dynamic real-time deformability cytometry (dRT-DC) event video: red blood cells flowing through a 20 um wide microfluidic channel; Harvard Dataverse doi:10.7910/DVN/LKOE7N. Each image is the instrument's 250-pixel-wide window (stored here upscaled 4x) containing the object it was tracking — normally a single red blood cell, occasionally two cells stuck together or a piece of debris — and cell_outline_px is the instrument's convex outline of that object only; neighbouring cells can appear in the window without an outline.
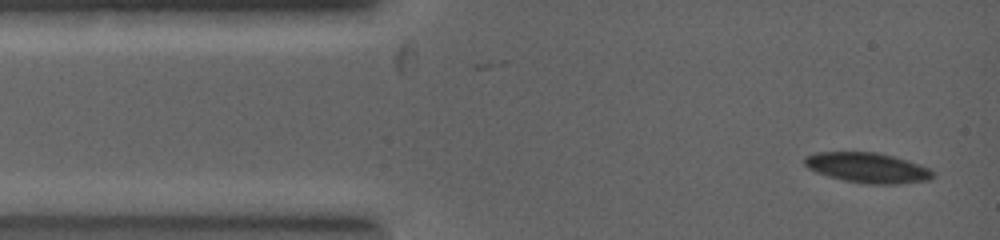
{"species": "common noctule bat (a hibernating species)", "species_latin": "Nyctalus noctula", "temperature_condition": "warm", "stored_images_in_passage": 13, "camera_frame_rate_fps": 5000, "um_per_image_px": 0.085, "animal": {"sex": "female", "body_mass_g": 19.0, "forearm_length_mm": 53.3}, "frame": {"image": 1, "passage_image": 1, "time_ms": 0.0, "image_size_px": [1000, 240], "cell_outline_px": [[936, 176], [928, 180], [896, 184], [868, 184], [844, 180], [828, 176], [816, 172], [808, 168], [804, 164], [804, 156], [816, 152], [876, 152], [892, 156], [920, 164], [928, 168]], "centroid_in_image_um": [73.72, 14.25], "position_along_channel_um": 11.3, "area_um2": 22.48}}
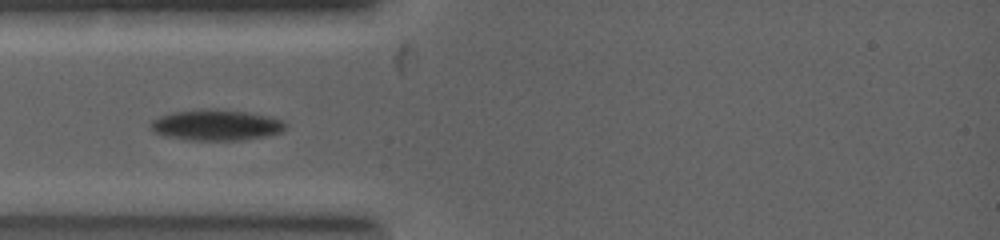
{"frame": {"image": 2, "passage_image": 6, "time_ms": 1.8, "image_size_px": [1000, 240], "cell_outline_px": [[288, 124], [284, 132], [264, 136], [240, 140], [188, 140], [164, 136], [156, 132], [152, 128], [152, 120], [160, 116], [172, 112], [216, 108], [244, 112], [268, 116], [284, 120]], "centroid_in_image_um": [18.43, 10.63], "position_along_channel_um": 66.6, "area_um2": 24.16}}